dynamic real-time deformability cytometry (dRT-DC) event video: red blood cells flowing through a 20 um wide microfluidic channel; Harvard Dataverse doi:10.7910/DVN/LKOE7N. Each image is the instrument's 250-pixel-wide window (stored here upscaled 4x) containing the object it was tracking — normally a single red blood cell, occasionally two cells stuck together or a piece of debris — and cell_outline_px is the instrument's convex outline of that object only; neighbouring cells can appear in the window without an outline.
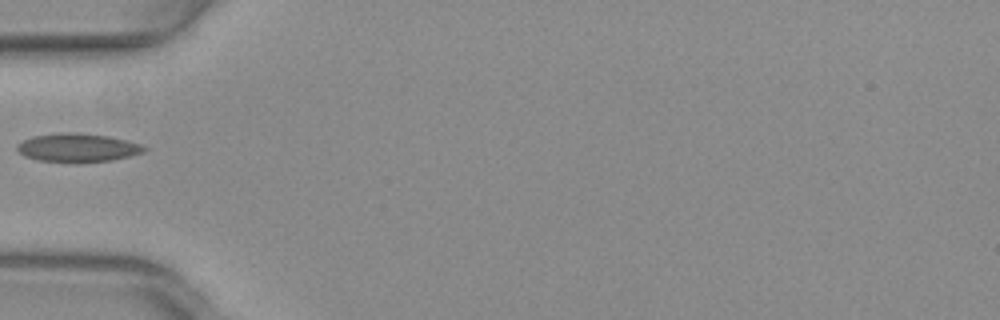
{"species": "common noctule bat (a hibernating species)", "species_latin": "Nyctalus noctula", "temperature_condition": "warm", "stored_images_in_passage": 21, "camera_frame_rate_fps": 3000, "um_per_image_px": 0.085, "animal": {"sex": "female", "body_mass_g": 29.2, "forearm_length_mm": 56.3}, "frame": {"image": 1, "passage_image": 1, "time_ms": 0.0, "image_size_px": [1000, 320], "cell_outline_px": [[148, 148], [144, 152], [112, 160], [80, 164], [76, 164], [40, 160], [24, 156], [16, 148], [16, 144], [32, 136], [60, 132], [76, 132], [108, 136], [140, 144]], "centroid_in_image_um": [6.58, 12.57], "position_along_channel_um": 78.4, "area_um2": 21.44}}
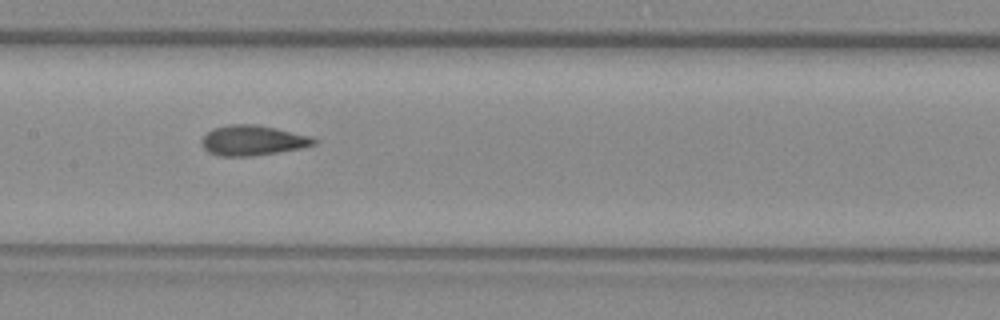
{"frame": {"image": 2, "passage_image": 9, "time_ms": 2.667, "image_size_px": [1000, 320], "cell_outline_px": [[316, 144], [300, 148], [276, 152], [248, 156], [220, 156], [208, 152], [204, 148], [200, 140], [212, 128], [232, 124], [256, 124], [276, 128], [312, 136], [316, 140]], "centroid_in_image_um": [21.46, 11.92], "position_along_channel_um": 185.9, "area_um2": 19.59}}
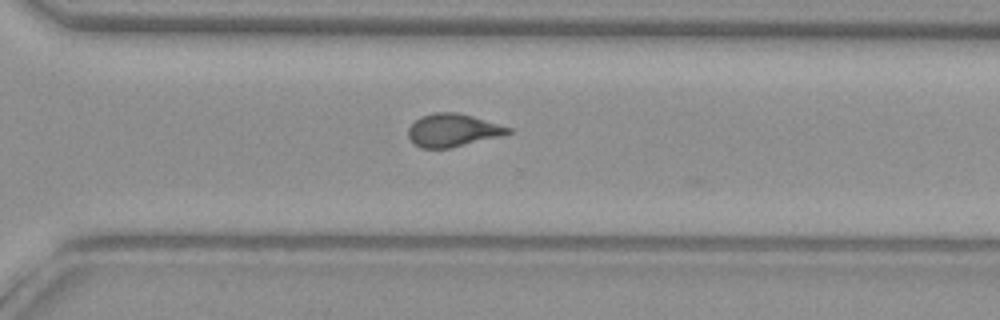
{"frame": {"image": 3, "passage_image": 20, "time_ms": 6.333, "image_size_px": [1000, 320], "cell_outline_px": [[512, 132], [500, 136], [452, 148], [420, 148], [408, 136], [408, 128], [420, 116], [432, 112], [456, 112], [472, 116], [512, 128]], "centroid_in_image_um": [38.48, 11.07], "position_along_channel_um": 332.1, "area_um2": 19.07}}